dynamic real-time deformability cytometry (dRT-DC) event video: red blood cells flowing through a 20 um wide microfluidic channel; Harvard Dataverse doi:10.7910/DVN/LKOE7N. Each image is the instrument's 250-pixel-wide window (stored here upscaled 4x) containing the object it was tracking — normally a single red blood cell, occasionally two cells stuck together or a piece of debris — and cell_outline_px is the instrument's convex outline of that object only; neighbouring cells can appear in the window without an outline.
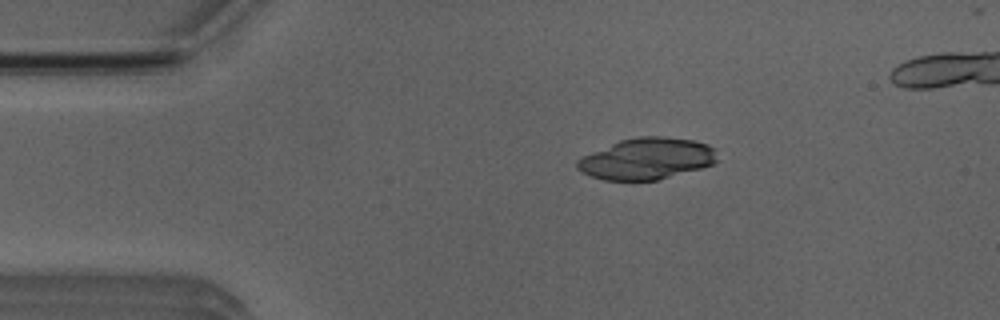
{"species": "Egyptian fruit bat (a non-hibernating species)", "species_latin": "Rousettus aegyptiacus", "temperature_condition": "room temperature", "stored_images_in_passage": 5, "camera_frame_rate_fps": 3000, "um_per_image_px": 0.085, "animal": {"sex": "male"}, "frame": {"image": 1, "passage_image": 3, "time_ms": 2.333, "image_size_px": [1000, 320], "cell_outline_px": [[720, 160], [712, 164], [700, 168], [656, 180], [604, 180], [580, 172], [576, 168], [576, 160], [592, 152], [620, 140], [640, 136], [664, 136], [692, 140], [708, 144], [716, 148]], "centroid_in_image_um": [55.01, 13.48], "position_along_channel_um": 30.0, "area_um2": 33.81}}